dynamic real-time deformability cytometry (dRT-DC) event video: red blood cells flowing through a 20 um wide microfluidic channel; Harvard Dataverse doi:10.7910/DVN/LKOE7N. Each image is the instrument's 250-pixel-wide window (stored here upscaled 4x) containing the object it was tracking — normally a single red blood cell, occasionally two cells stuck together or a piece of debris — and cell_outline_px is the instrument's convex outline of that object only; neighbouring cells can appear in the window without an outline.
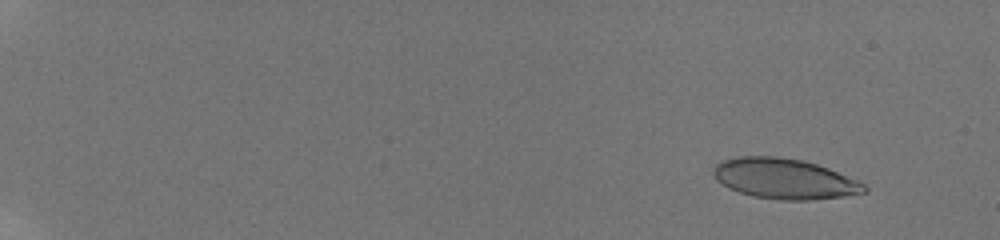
{"species": "human", "species_latin": "Homo sapiens", "temperature_condition": "room temperature", "stored_images_in_passage": 70, "camera_frame_rate_fps": 3000, "um_per_image_px": 0.085, "donor": {"sex": "male"}, "frame": {"image": 1, "passage_image": 2, "time_ms": 0.667, "image_size_px": [1000, 240], "cell_outline_px": [[868, 192], [840, 196], [808, 200], [780, 200], [752, 196], [728, 188], [716, 180], [712, 172], [716, 164], [724, 160], [736, 156], [776, 156], [800, 160], [816, 164], [828, 168], [856, 180], [864, 184], [868, 188]], "centroid_in_image_um": [66.64, 15.19], "position_along_channel_um": 18.4, "area_um2": 35.26}}
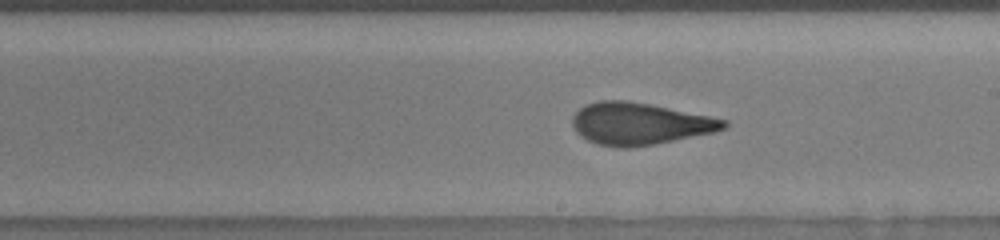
{"frame": {"image": 2, "passage_image": 52, "time_ms": 11.0, "image_size_px": [1000, 240], "cell_outline_px": [[728, 128], [716, 132], [652, 144], [628, 148], [624, 148], [596, 144], [580, 136], [576, 132], [572, 124], [572, 116], [584, 104], [596, 100], [628, 100], [728, 120]], "centroid_in_image_um": [54.34, 10.51], "position_along_channel_um": 234.7, "area_um2": 36.99}}
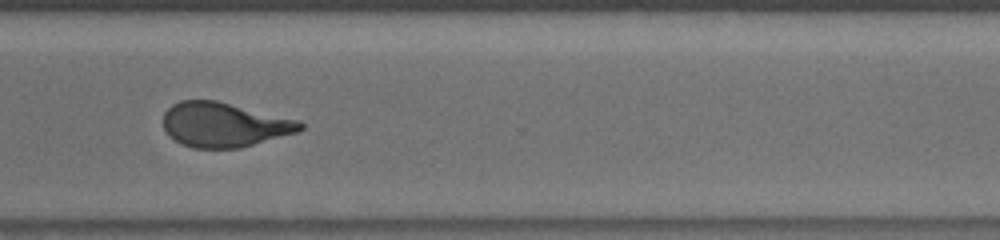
{"frame": {"image": 3, "passage_image": 69, "time_ms": 14.0, "image_size_px": [1000, 240], "cell_outline_px": [[304, 128], [296, 132], [240, 148], [192, 148], [180, 144], [168, 136], [164, 128], [164, 112], [172, 104], [180, 100], [216, 100], [300, 120], [304, 124]], "centroid_in_image_um": [19.03, 10.6], "position_along_channel_um": 351.6, "area_um2": 35.66}}